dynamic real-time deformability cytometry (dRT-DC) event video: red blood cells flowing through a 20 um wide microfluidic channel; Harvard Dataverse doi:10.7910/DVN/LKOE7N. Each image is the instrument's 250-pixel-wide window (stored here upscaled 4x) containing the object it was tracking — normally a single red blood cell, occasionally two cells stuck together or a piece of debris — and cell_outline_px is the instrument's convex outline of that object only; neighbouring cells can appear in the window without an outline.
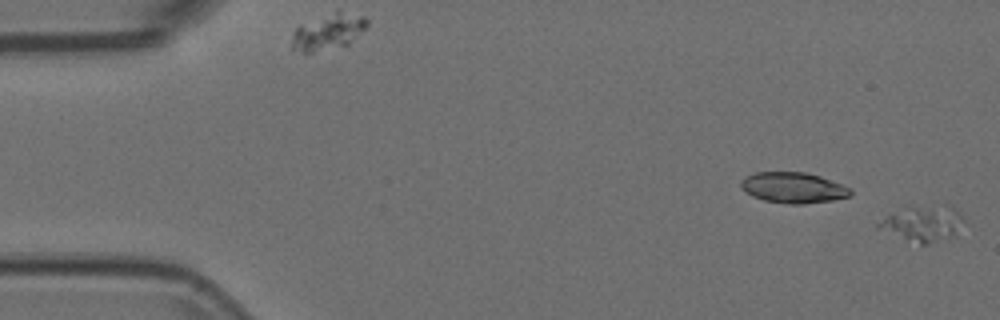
{"species": "Egyptian fruit bat (a non-hibernating species)", "species_latin": "Rousettus aegyptiacus", "temperature_condition": "room temperature", "stored_images_in_passage": 5, "segment_of_instrument_passage": [2, 2], "camera_frame_rate_fps": 3000, "um_per_image_px": 0.085, "animal": {"sex": "female"}, "frame": {"image": 1, "passage_image": 5, "time_ms": 1.333, "image_size_px": [1000, 320], "cell_outline_px": [[964, 220], [952, 236], [928, 244], [920, 244], [908, 240], [876, 228], [876, 224], [892, 212], [912, 208], [944, 204], [948, 204]], "centroid_in_image_um": [78.41, 19.0], "position_along_channel_um": 6.6, "area_um2": 16.99}}